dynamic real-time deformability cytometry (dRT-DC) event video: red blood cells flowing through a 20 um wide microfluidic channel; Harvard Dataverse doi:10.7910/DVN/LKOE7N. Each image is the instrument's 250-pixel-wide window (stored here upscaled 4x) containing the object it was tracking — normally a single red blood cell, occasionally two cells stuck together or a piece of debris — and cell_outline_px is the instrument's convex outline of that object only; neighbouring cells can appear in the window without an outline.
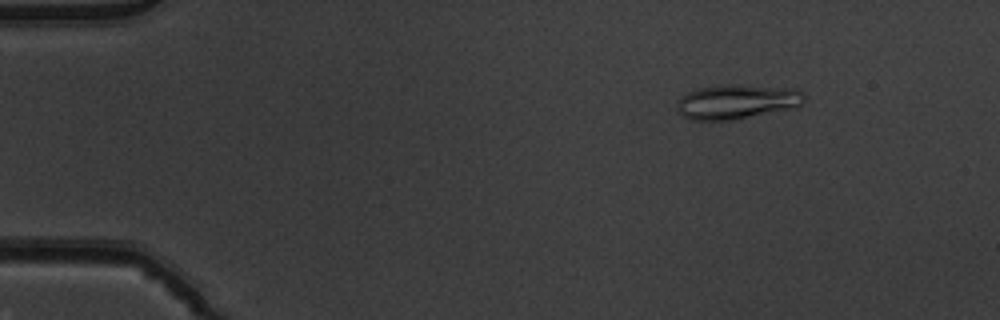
{"species": "common noctule bat (a hibernating species)", "species_latin": "Nyctalus noctula", "temperature_condition": "warm", "stored_images_in_passage": 16, "camera_frame_rate_fps": 3000, "um_per_image_px": 0.085, "animal": {"sex": "male", "body_mass_g": 19.5, "forearm_length_mm": 54.6}, "frame": {"image": 1, "passage_image": 7, "time_ms": 2.0, "image_size_px": [1000, 320], "cell_outline_px": [[804, 100], [796, 108], [732, 120], [692, 120], [684, 116], [676, 108], [680, 100], [688, 92], [700, 88], [728, 84], [796, 88], [804, 92]], "centroid_in_image_um": [62.7, 8.65], "position_along_channel_um": 22.3, "area_um2": 25.49}}